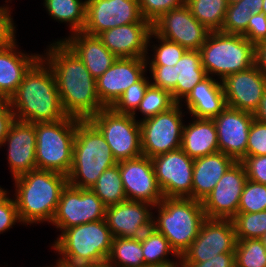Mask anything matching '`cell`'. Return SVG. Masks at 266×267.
Masks as SVG:
<instances>
[{
  "mask_svg": "<svg viewBox=\"0 0 266 267\" xmlns=\"http://www.w3.org/2000/svg\"><path fill=\"white\" fill-rule=\"evenodd\" d=\"M4 145L7 146V161L13 178L37 169L34 123L15 119L0 148Z\"/></svg>",
  "mask_w": 266,
  "mask_h": 267,
  "instance_id": "cell-22",
  "label": "cell"
},
{
  "mask_svg": "<svg viewBox=\"0 0 266 267\" xmlns=\"http://www.w3.org/2000/svg\"><path fill=\"white\" fill-rule=\"evenodd\" d=\"M175 259H176V261H175ZM175 259H174V262L169 263V264H165V265H161V266H148V267H185L181 257L175 258Z\"/></svg>",
  "mask_w": 266,
  "mask_h": 267,
  "instance_id": "cell-54",
  "label": "cell"
},
{
  "mask_svg": "<svg viewBox=\"0 0 266 267\" xmlns=\"http://www.w3.org/2000/svg\"><path fill=\"white\" fill-rule=\"evenodd\" d=\"M237 240L260 239L266 233V210L237 213L232 219Z\"/></svg>",
  "mask_w": 266,
  "mask_h": 267,
  "instance_id": "cell-37",
  "label": "cell"
},
{
  "mask_svg": "<svg viewBox=\"0 0 266 267\" xmlns=\"http://www.w3.org/2000/svg\"><path fill=\"white\" fill-rule=\"evenodd\" d=\"M252 14L250 8L243 3V0L229 4L220 32L245 36Z\"/></svg>",
  "mask_w": 266,
  "mask_h": 267,
  "instance_id": "cell-39",
  "label": "cell"
},
{
  "mask_svg": "<svg viewBox=\"0 0 266 267\" xmlns=\"http://www.w3.org/2000/svg\"><path fill=\"white\" fill-rule=\"evenodd\" d=\"M266 210V185L247 179L240 197L238 213Z\"/></svg>",
  "mask_w": 266,
  "mask_h": 267,
  "instance_id": "cell-41",
  "label": "cell"
},
{
  "mask_svg": "<svg viewBox=\"0 0 266 267\" xmlns=\"http://www.w3.org/2000/svg\"><path fill=\"white\" fill-rule=\"evenodd\" d=\"M236 243L231 219L206 218L201 224L198 236L182 254L181 259L183 262H204L221 253L235 252Z\"/></svg>",
  "mask_w": 266,
  "mask_h": 267,
  "instance_id": "cell-14",
  "label": "cell"
},
{
  "mask_svg": "<svg viewBox=\"0 0 266 267\" xmlns=\"http://www.w3.org/2000/svg\"><path fill=\"white\" fill-rule=\"evenodd\" d=\"M235 162L222 152L194 159L192 199L202 202Z\"/></svg>",
  "mask_w": 266,
  "mask_h": 267,
  "instance_id": "cell-27",
  "label": "cell"
},
{
  "mask_svg": "<svg viewBox=\"0 0 266 267\" xmlns=\"http://www.w3.org/2000/svg\"><path fill=\"white\" fill-rule=\"evenodd\" d=\"M237 1H240V0H226V2H227L228 5H229V4H232V3H234V2H237Z\"/></svg>",
  "mask_w": 266,
  "mask_h": 267,
  "instance_id": "cell-60",
  "label": "cell"
},
{
  "mask_svg": "<svg viewBox=\"0 0 266 267\" xmlns=\"http://www.w3.org/2000/svg\"><path fill=\"white\" fill-rule=\"evenodd\" d=\"M153 37L157 39L158 44H154L151 41ZM150 43L154 45L151 46ZM150 47H153L151 51H154V53L152 54L151 60L149 56L146 57L147 65L175 66L186 51L181 45L158 36L153 30L148 40V48Z\"/></svg>",
  "mask_w": 266,
  "mask_h": 267,
  "instance_id": "cell-36",
  "label": "cell"
},
{
  "mask_svg": "<svg viewBox=\"0 0 266 267\" xmlns=\"http://www.w3.org/2000/svg\"><path fill=\"white\" fill-rule=\"evenodd\" d=\"M222 85L228 107L254 114L266 90V77L254 65L227 76Z\"/></svg>",
  "mask_w": 266,
  "mask_h": 267,
  "instance_id": "cell-21",
  "label": "cell"
},
{
  "mask_svg": "<svg viewBox=\"0 0 266 267\" xmlns=\"http://www.w3.org/2000/svg\"><path fill=\"white\" fill-rule=\"evenodd\" d=\"M176 104L177 102L173 99L171 92L150 84L136 110L144 116L141 120L138 119V121L141 122L159 113L168 111Z\"/></svg>",
  "mask_w": 266,
  "mask_h": 267,
  "instance_id": "cell-35",
  "label": "cell"
},
{
  "mask_svg": "<svg viewBox=\"0 0 266 267\" xmlns=\"http://www.w3.org/2000/svg\"><path fill=\"white\" fill-rule=\"evenodd\" d=\"M199 52L207 75L220 81L255 65V45L242 35L211 31Z\"/></svg>",
  "mask_w": 266,
  "mask_h": 267,
  "instance_id": "cell-7",
  "label": "cell"
},
{
  "mask_svg": "<svg viewBox=\"0 0 266 267\" xmlns=\"http://www.w3.org/2000/svg\"><path fill=\"white\" fill-rule=\"evenodd\" d=\"M184 100L189 114L198 119H213L227 107L222 81L211 76L196 84Z\"/></svg>",
  "mask_w": 266,
  "mask_h": 267,
  "instance_id": "cell-25",
  "label": "cell"
},
{
  "mask_svg": "<svg viewBox=\"0 0 266 267\" xmlns=\"http://www.w3.org/2000/svg\"><path fill=\"white\" fill-rule=\"evenodd\" d=\"M46 11L52 19L69 23L70 33L80 32L86 23V0H44Z\"/></svg>",
  "mask_w": 266,
  "mask_h": 267,
  "instance_id": "cell-30",
  "label": "cell"
},
{
  "mask_svg": "<svg viewBox=\"0 0 266 267\" xmlns=\"http://www.w3.org/2000/svg\"><path fill=\"white\" fill-rule=\"evenodd\" d=\"M106 262L114 267H146L140 238H113Z\"/></svg>",
  "mask_w": 266,
  "mask_h": 267,
  "instance_id": "cell-32",
  "label": "cell"
},
{
  "mask_svg": "<svg viewBox=\"0 0 266 267\" xmlns=\"http://www.w3.org/2000/svg\"><path fill=\"white\" fill-rule=\"evenodd\" d=\"M112 240L113 236L103 219L65 229L51 247L60 256L58 260L63 263L96 267L106 262Z\"/></svg>",
  "mask_w": 266,
  "mask_h": 267,
  "instance_id": "cell-5",
  "label": "cell"
},
{
  "mask_svg": "<svg viewBox=\"0 0 266 267\" xmlns=\"http://www.w3.org/2000/svg\"><path fill=\"white\" fill-rule=\"evenodd\" d=\"M185 267H234L235 252H226L204 262H183Z\"/></svg>",
  "mask_w": 266,
  "mask_h": 267,
  "instance_id": "cell-49",
  "label": "cell"
},
{
  "mask_svg": "<svg viewBox=\"0 0 266 267\" xmlns=\"http://www.w3.org/2000/svg\"><path fill=\"white\" fill-rule=\"evenodd\" d=\"M253 119L252 113L228 106L213 118L219 152L241 162L246 157L248 134Z\"/></svg>",
  "mask_w": 266,
  "mask_h": 267,
  "instance_id": "cell-19",
  "label": "cell"
},
{
  "mask_svg": "<svg viewBox=\"0 0 266 267\" xmlns=\"http://www.w3.org/2000/svg\"><path fill=\"white\" fill-rule=\"evenodd\" d=\"M8 5L0 6V49L10 47L16 42V26Z\"/></svg>",
  "mask_w": 266,
  "mask_h": 267,
  "instance_id": "cell-45",
  "label": "cell"
},
{
  "mask_svg": "<svg viewBox=\"0 0 266 267\" xmlns=\"http://www.w3.org/2000/svg\"><path fill=\"white\" fill-rule=\"evenodd\" d=\"M241 163L245 167L247 179L266 185V155L246 156Z\"/></svg>",
  "mask_w": 266,
  "mask_h": 267,
  "instance_id": "cell-47",
  "label": "cell"
},
{
  "mask_svg": "<svg viewBox=\"0 0 266 267\" xmlns=\"http://www.w3.org/2000/svg\"><path fill=\"white\" fill-rule=\"evenodd\" d=\"M142 18L155 22L162 14L186 4V0H138Z\"/></svg>",
  "mask_w": 266,
  "mask_h": 267,
  "instance_id": "cell-42",
  "label": "cell"
},
{
  "mask_svg": "<svg viewBox=\"0 0 266 267\" xmlns=\"http://www.w3.org/2000/svg\"><path fill=\"white\" fill-rule=\"evenodd\" d=\"M243 3L250 8L251 12L258 13L262 12L263 0H243Z\"/></svg>",
  "mask_w": 266,
  "mask_h": 267,
  "instance_id": "cell-53",
  "label": "cell"
},
{
  "mask_svg": "<svg viewBox=\"0 0 266 267\" xmlns=\"http://www.w3.org/2000/svg\"><path fill=\"white\" fill-rule=\"evenodd\" d=\"M153 208L150 203L130 200L106 207L105 220L113 238H140L153 227Z\"/></svg>",
  "mask_w": 266,
  "mask_h": 267,
  "instance_id": "cell-20",
  "label": "cell"
},
{
  "mask_svg": "<svg viewBox=\"0 0 266 267\" xmlns=\"http://www.w3.org/2000/svg\"><path fill=\"white\" fill-rule=\"evenodd\" d=\"M16 120L30 123L55 122L65 118L56 79L49 64L40 57L26 72L9 99Z\"/></svg>",
  "mask_w": 266,
  "mask_h": 267,
  "instance_id": "cell-2",
  "label": "cell"
},
{
  "mask_svg": "<svg viewBox=\"0 0 266 267\" xmlns=\"http://www.w3.org/2000/svg\"><path fill=\"white\" fill-rule=\"evenodd\" d=\"M182 103L168 111L139 122L143 155L153 158L181 148L183 121Z\"/></svg>",
  "mask_w": 266,
  "mask_h": 267,
  "instance_id": "cell-10",
  "label": "cell"
},
{
  "mask_svg": "<svg viewBox=\"0 0 266 267\" xmlns=\"http://www.w3.org/2000/svg\"><path fill=\"white\" fill-rule=\"evenodd\" d=\"M262 12L266 14V0H263Z\"/></svg>",
  "mask_w": 266,
  "mask_h": 267,
  "instance_id": "cell-59",
  "label": "cell"
},
{
  "mask_svg": "<svg viewBox=\"0 0 266 267\" xmlns=\"http://www.w3.org/2000/svg\"><path fill=\"white\" fill-rule=\"evenodd\" d=\"M146 58H117V60L96 79V92L101 104L111 108L132 84L147 73Z\"/></svg>",
  "mask_w": 266,
  "mask_h": 267,
  "instance_id": "cell-18",
  "label": "cell"
},
{
  "mask_svg": "<svg viewBox=\"0 0 266 267\" xmlns=\"http://www.w3.org/2000/svg\"><path fill=\"white\" fill-rule=\"evenodd\" d=\"M163 197L192 199L194 159L181 148L151 158Z\"/></svg>",
  "mask_w": 266,
  "mask_h": 267,
  "instance_id": "cell-12",
  "label": "cell"
},
{
  "mask_svg": "<svg viewBox=\"0 0 266 267\" xmlns=\"http://www.w3.org/2000/svg\"><path fill=\"white\" fill-rule=\"evenodd\" d=\"M247 175L244 165L235 162L202 201L206 218L232 219L238 213Z\"/></svg>",
  "mask_w": 266,
  "mask_h": 267,
  "instance_id": "cell-16",
  "label": "cell"
},
{
  "mask_svg": "<svg viewBox=\"0 0 266 267\" xmlns=\"http://www.w3.org/2000/svg\"><path fill=\"white\" fill-rule=\"evenodd\" d=\"M96 267H114V266H112V265L108 264L107 262H105V263L97 265Z\"/></svg>",
  "mask_w": 266,
  "mask_h": 267,
  "instance_id": "cell-58",
  "label": "cell"
},
{
  "mask_svg": "<svg viewBox=\"0 0 266 267\" xmlns=\"http://www.w3.org/2000/svg\"><path fill=\"white\" fill-rule=\"evenodd\" d=\"M145 266H161L172 263L168 255L180 256L171 247L167 238L154 227L146 230L140 237Z\"/></svg>",
  "mask_w": 266,
  "mask_h": 267,
  "instance_id": "cell-31",
  "label": "cell"
},
{
  "mask_svg": "<svg viewBox=\"0 0 266 267\" xmlns=\"http://www.w3.org/2000/svg\"><path fill=\"white\" fill-rule=\"evenodd\" d=\"M89 120L104 136L117 163L143 155L140 124L132 115L103 108Z\"/></svg>",
  "mask_w": 266,
  "mask_h": 267,
  "instance_id": "cell-9",
  "label": "cell"
},
{
  "mask_svg": "<svg viewBox=\"0 0 266 267\" xmlns=\"http://www.w3.org/2000/svg\"><path fill=\"white\" fill-rule=\"evenodd\" d=\"M152 75L150 84L155 87L167 90L172 93L173 99L176 101V84L174 66L170 65H147Z\"/></svg>",
  "mask_w": 266,
  "mask_h": 267,
  "instance_id": "cell-43",
  "label": "cell"
},
{
  "mask_svg": "<svg viewBox=\"0 0 266 267\" xmlns=\"http://www.w3.org/2000/svg\"><path fill=\"white\" fill-rule=\"evenodd\" d=\"M266 155V124L255 118L248 134L246 156Z\"/></svg>",
  "mask_w": 266,
  "mask_h": 267,
  "instance_id": "cell-44",
  "label": "cell"
},
{
  "mask_svg": "<svg viewBox=\"0 0 266 267\" xmlns=\"http://www.w3.org/2000/svg\"><path fill=\"white\" fill-rule=\"evenodd\" d=\"M15 120L9 99L0 100V144L8 133L11 123Z\"/></svg>",
  "mask_w": 266,
  "mask_h": 267,
  "instance_id": "cell-50",
  "label": "cell"
},
{
  "mask_svg": "<svg viewBox=\"0 0 266 267\" xmlns=\"http://www.w3.org/2000/svg\"><path fill=\"white\" fill-rule=\"evenodd\" d=\"M127 200L156 206L164 198L158 186L151 158L139 157L118 162Z\"/></svg>",
  "mask_w": 266,
  "mask_h": 267,
  "instance_id": "cell-17",
  "label": "cell"
},
{
  "mask_svg": "<svg viewBox=\"0 0 266 267\" xmlns=\"http://www.w3.org/2000/svg\"><path fill=\"white\" fill-rule=\"evenodd\" d=\"M44 52L41 57L53 71L61 105L67 116L89 120L105 108L96 92V79L64 41L52 42Z\"/></svg>",
  "mask_w": 266,
  "mask_h": 267,
  "instance_id": "cell-1",
  "label": "cell"
},
{
  "mask_svg": "<svg viewBox=\"0 0 266 267\" xmlns=\"http://www.w3.org/2000/svg\"><path fill=\"white\" fill-rule=\"evenodd\" d=\"M176 84V102L182 103L193 87L208 75L202 66L199 51L186 50L174 66Z\"/></svg>",
  "mask_w": 266,
  "mask_h": 267,
  "instance_id": "cell-29",
  "label": "cell"
},
{
  "mask_svg": "<svg viewBox=\"0 0 266 267\" xmlns=\"http://www.w3.org/2000/svg\"><path fill=\"white\" fill-rule=\"evenodd\" d=\"M8 194V191L0 186V201Z\"/></svg>",
  "mask_w": 266,
  "mask_h": 267,
  "instance_id": "cell-56",
  "label": "cell"
},
{
  "mask_svg": "<svg viewBox=\"0 0 266 267\" xmlns=\"http://www.w3.org/2000/svg\"><path fill=\"white\" fill-rule=\"evenodd\" d=\"M149 85V77L146 78L144 75L138 82L127 88L111 108L117 113L129 114L136 119V110Z\"/></svg>",
  "mask_w": 266,
  "mask_h": 267,
  "instance_id": "cell-40",
  "label": "cell"
},
{
  "mask_svg": "<svg viewBox=\"0 0 266 267\" xmlns=\"http://www.w3.org/2000/svg\"><path fill=\"white\" fill-rule=\"evenodd\" d=\"M14 200L21 224L51 223L62 189L67 185V176L47 170L24 173L13 178Z\"/></svg>",
  "mask_w": 266,
  "mask_h": 267,
  "instance_id": "cell-3",
  "label": "cell"
},
{
  "mask_svg": "<svg viewBox=\"0 0 266 267\" xmlns=\"http://www.w3.org/2000/svg\"><path fill=\"white\" fill-rule=\"evenodd\" d=\"M17 42L10 47L0 49V97L10 99L23 81L30 67L41 54H28L18 50Z\"/></svg>",
  "mask_w": 266,
  "mask_h": 267,
  "instance_id": "cell-26",
  "label": "cell"
},
{
  "mask_svg": "<svg viewBox=\"0 0 266 267\" xmlns=\"http://www.w3.org/2000/svg\"><path fill=\"white\" fill-rule=\"evenodd\" d=\"M152 23H131L103 31L98 35L117 58H146Z\"/></svg>",
  "mask_w": 266,
  "mask_h": 267,
  "instance_id": "cell-23",
  "label": "cell"
},
{
  "mask_svg": "<svg viewBox=\"0 0 266 267\" xmlns=\"http://www.w3.org/2000/svg\"><path fill=\"white\" fill-rule=\"evenodd\" d=\"M153 227L162 233L181 257L198 236L206 219L202 202L191 198L164 197L154 206Z\"/></svg>",
  "mask_w": 266,
  "mask_h": 267,
  "instance_id": "cell-6",
  "label": "cell"
},
{
  "mask_svg": "<svg viewBox=\"0 0 266 267\" xmlns=\"http://www.w3.org/2000/svg\"><path fill=\"white\" fill-rule=\"evenodd\" d=\"M91 190L108 207L127 200L120 176L119 164L106 169Z\"/></svg>",
  "mask_w": 266,
  "mask_h": 267,
  "instance_id": "cell-33",
  "label": "cell"
},
{
  "mask_svg": "<svg viewBox=\"0 0 266 267\" xmlns=\"http://www.w3.org/2000/svg\"><path fill=\"white\" fill-rule=\"evenodd\" d=\"M77 124L78 119L70 116L55 122L35 123L38 170L69 174Z\"/></svg>",
  "mask_w": 266,
  "mask_h": 267,
  "instance_id": "cell-8",
  "label": "cell"
},
{
  "mask_svg": "<svg viewBox=\"0 0 266 267\" xmlns=\"http://www.w3.org/2000/svg\"><path fill=\"white\" fill-rule=\"evenodd\" d=\"M131 23H151L142 18L138 0H86L84 33L98 36L105 30Z\"/></svg>",
  "mask_w": 266,
  "mask_h": 267,
  "instance_id": "cell-15",
  "label": "cell"
},
{
  "mask_svg": "<svg viewBox=\"0 0 266 267\" xmlns=\"http://www.w3.org/2000/svg\"><path fill=\"white\" fill-rule=\"evenodd\" d=\"M106 206L91 189L67 185L62 189L52 226L59 231L105 219Z\"/></svg>",
  "mask_w": 266,
  "mask_h": 267,
  "instance_id": "cell-11",
  "label": "cell"
},
{
  "mask_svg": "<svg viewBox=\"0 0 266 267\" xmlns=\"http://www.w3.org/2000/svg\"><path fill=\"white\" fill-rule=\"evenodd\" d=\"M236 267H266V249L260 239L237 240Z\"/></svg>",
  "mask_w": 266,
  "mask_h": 267,
  "instance_id": "cell-38",
  "label": "cell"
},
{
  "mask_svg": "<svg viewBox=\"0 0 266 267\" xmlns=\"http://www.w3.org/2000/svg\"><path fill=\"white\" fill-rule=\"evenodd\" d=\"M255 65L266 77V40L255 45Z\"/></svg>",
  "mask_w": 266,
  "mask_h": 267,
  "instance_id": "cell-51",
  "label": "cell"
},
{
  "mask_svg": "<svg viewBox=\"0 0 266 267\" xmlns=\"http://www.w3.org/2000/svg\"><path fill=\"white\" fill-rule=\"evenodd\" d=\"M192 15L210 31H220L225 13L226 0H186Z\"/></svg>",
  "mask_w": 266,
  "mask_h": 267,
  "instance_id": "cell-34",
  "label": "cell"
},
{
  "mask_svg": "<svg viewBox=\"0 0 266 267\" xmlns=\"http://www.w3.org/2000/svg\"><path fill=\"white\" fill-rule=\"evenodd\" d=\"M60 41H64L78 55L95 79L117 60L98 36L83 31L73 33Z\"/></svg>",
  "mask_w": 266,
  "mask_h": 267,
  "instance_id": "cell-24",
  "label": "cell"
},
{
  "mask_svg": "<svg viewBox=\"0 0 266 267\" xmlns=\"http://www.w3.org/2000/svg\"><path fill=\"white\" fill-rule=\"evenodd\" d=\"M253 116L259 122L266 124V90L264 91L260 104Z\"/></svg>",
  "mask_w": 266,
  "mask_h": 267,
  "instance_id": "cell-52",
  "label": "cell"
},
{
  "mask_svg": "<svg viewBox=\"0 0 266 267\" xmlns=\"http://www.w3.org/2000/svg\"><path fill=\"white\" fill-rule=\"evenodd\" d=\"M18 222L21 224L15 200L7 194L0 201V234L10 230Z\"/></svg>",
  "mask_w": 266,
  "mask_h": 267,
  "instance_id": "cell-46",
  "label": "cell"
},
{
  "mask_svg": "<svg viewBox=\"0 0 266 267\" xmlns=\"http://www.w3.org/2000/svg\"><path fill=\"white\" fill-rule=\"evenodd\" d=\"M260 240L262 241V244L266 249V233H264V235L260 238Z\"/></svg>",
  "mask_w": 266,
  "mask_h": 267,
  "instance_id": "cell-57",
  "label": "cell"
},
{
  "mask_svg": "<svg viewBox=\"0 0 266 267\" xmlns=\"http://www.w3.org/2000/svg\"><path fill=\"white\" fill-rule=\"evenodd\" d=\"M116 164L110 146L99 129L90 120L78 119L68 184L91 189L99 176Z\"/></svg>",
  "mask_w": 266,
  "mask_h": 267,
  "instance_id": "cell-4",
  "label": "cell"
},
{
  "mask_svg": "<svg viewBox=\"0 0 266 267\" xmlns=\"http://www.w3.org/2000/svg\"><path fill=\"white\" fill-rule=\"evenodd\" d=\"M54 267H82V266H74V265H68L66 263H63L59 260H56V264Z\"/></svg>",
  "mask_w": 266,
  "mask_h": 267,
  "instance_id": "cell-55",
  "label": "cell"
},
{
  "mask_svg": "<svg viewBox=\"0 0 266 267\" xmlns=\"http://www.w3.org/2000/svg\"><path fill=\"white\" fill-rule=\"evenodd\" d=\"M192 119V123L183 126L181 149L192 159L219 152L213 119Z\"/></svg>",
  "mask_w": 266,
  "mask_h": 267,
  "instance_id": "cell-28",
  "label": "cell"
},
{
  "mask_svg": "<svg viewBox=\"0 0 266 267\" xmlns=\"http://www.w3.org/2000/svg\"><path fill=\"white\" fill-rule=\"evenodd\" d=\"M252 44L266 40V14L258 12L252 14L248 22L246 34L244 36Z\"/></svg>",
  "mask_w": 266,
  "mask_h": 267,
  "instance_id": "cell-48",
  "label": "cell"
},
{
  "mask_svg": "<svg viewBox=\"0 0 266 267\" xmlns=\"http://www.w3.org/2000/svg\"><path fill=\"white\" fill-rule=\"evenodd\" d=\"M152 30L186 50L195 51L201 49L211 32L192 15L186 4L162 14L152 23Z\"/></svg>",
  "mask_w": 266,
  "mask_h": 267,
  "instance_id": "cell-13",
  "label": "cell"
}]
</instances>
